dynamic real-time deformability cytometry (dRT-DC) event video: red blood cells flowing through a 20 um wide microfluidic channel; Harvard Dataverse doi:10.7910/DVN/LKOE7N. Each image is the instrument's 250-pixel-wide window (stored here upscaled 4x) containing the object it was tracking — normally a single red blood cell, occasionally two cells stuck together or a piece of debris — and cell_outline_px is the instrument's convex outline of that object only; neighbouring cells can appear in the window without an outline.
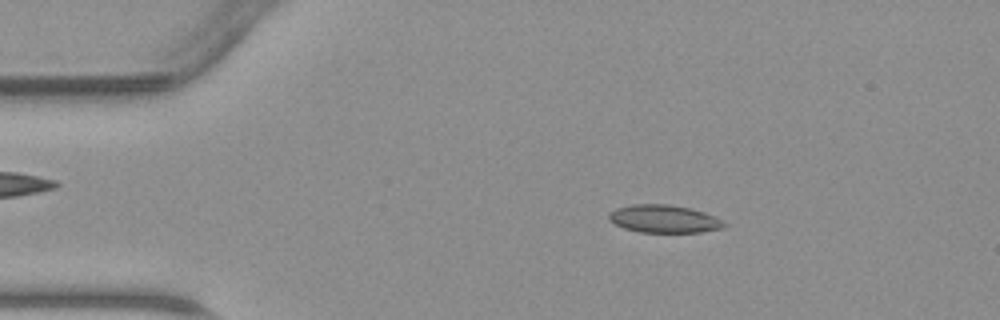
{"species": "common noctule bat (a hibernating species)", "species_latin": "Nyctalus noctula", "temperature_condition": "warm", "stored_images_in_passage": 46, "camera_frame_rate_fps": 3000, "um_per_image_px": 0.085, "animal": {"sex": "male", "body_mass_g": 23.1, "forearm_length_mm": 52.7}, "frame": {"image": 1, "passage_image": 8, "time_ms": 2.333, "image_size_px": [1000, 320], "cell_outline_px": [[728, 224], [724, 228], [700, 232], [640, 232], [624, 228], [608, 220], [608, 212], [616, 208], [632, 204], [668, 204], [692, 208], [704, 212]], "centroid_in_image_um": [56.42, 18.6], "position_along_channel_um": 28.6, "area_um2": 18.73}}
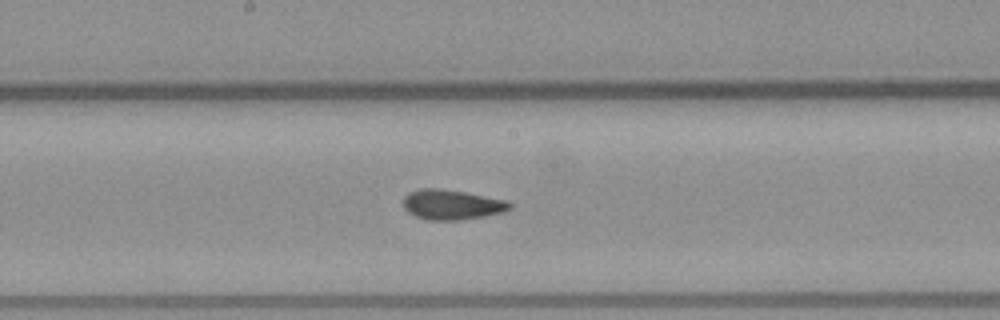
{"frame": {"image": 2, "passage_image": 24, "time_ms": 7.667, "image_size_px": [1000, 320], "cell_outline_px": [[512, 208], [500, 212], [484, 216], [460, 220], [428, 220], [416, 216], [408, 212], [404, 208], [404, 196], [408, 192], [420, 188], [440, 188], [464, 192], [504, 200], [512, 204]], "centroid_in_image_um": [38.35, 17.39], "position_along_channel_um": 209.8, "area_um2": 18.44}}
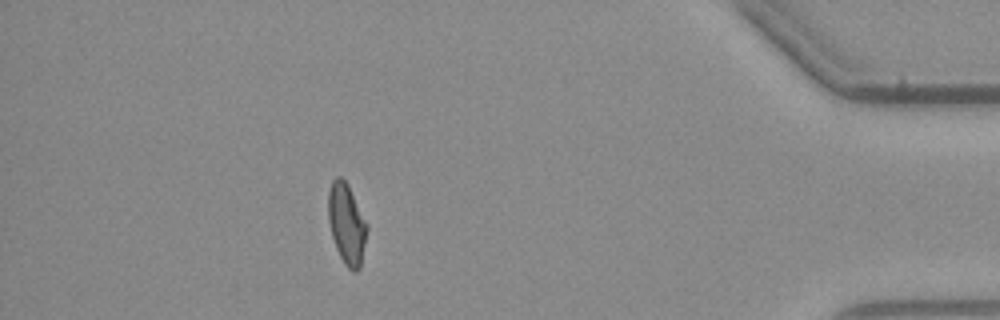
{"frame": {"image": 3, "passage_image": 41, "time_ms": 13.333, "image_size_px": [1000, 320], "cell_outline_px": [[368, 228], [360, 268], [356, 272], [352, 272], [344, 264], [336, 248], [332, 236], [328, 220], [328, 192], [332, 180], [336, 176], [340, 176], [348, 184], [368, 224]], "centroid_in_image_um": [29.47, 19.02], "position_along_channel_um": 405.7, "area_um2": 18.38}}